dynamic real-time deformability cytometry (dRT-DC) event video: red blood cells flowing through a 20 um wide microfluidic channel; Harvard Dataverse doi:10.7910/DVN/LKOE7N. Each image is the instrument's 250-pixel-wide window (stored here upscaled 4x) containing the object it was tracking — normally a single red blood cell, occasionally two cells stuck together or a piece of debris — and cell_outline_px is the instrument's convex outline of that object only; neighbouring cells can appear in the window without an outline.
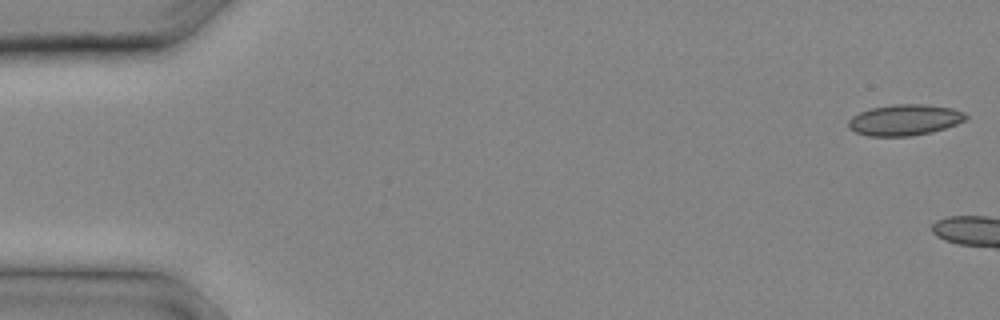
{"species": "common noctule bat (a hibernating species)", "species_latin": "Nyctalus noctula", "temperature_condition": "cold", "stored_images_in_passage": 3, "camera_frame_rate_fps": 3000, "um_per_image_px": 0.085, "animal": {"sex": "male", "body_mass_g": 20.4}, "frame": {"image": 1, "passage_image": 1, "time_ms": 0.0, "image_size_px": [1000, 320], "cell_outline_px": [[968, 116], [964, 120], [956, 124], [932, 132], [912, 136], [868, 136], [856, 132], [848, 128], [848, 120], [852, 116], [868, 108], [892, 104], [924, 104], [952, 108], [964, 112]], "centroid_in_image_um": [76.86, 10.19], "position_along_channel_um": 8.1, "area_um2": 21.33}}